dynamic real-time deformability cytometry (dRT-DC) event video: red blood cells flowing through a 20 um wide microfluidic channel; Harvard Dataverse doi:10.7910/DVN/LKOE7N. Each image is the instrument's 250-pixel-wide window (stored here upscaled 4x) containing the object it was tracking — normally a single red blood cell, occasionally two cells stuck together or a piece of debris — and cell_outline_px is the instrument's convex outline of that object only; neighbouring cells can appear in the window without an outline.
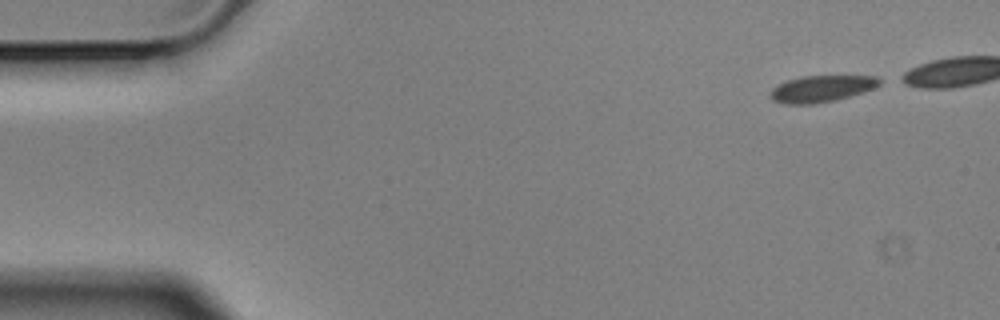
{"species": "Egyptian fruit bat (a non-hibernating species)", "species_latin": "Rousettus aegyptiacus", "temperature_condition": "cold", "stored_images_in_passage": 4, "camera_frame_rate_fps": 3000, "um_per_image_px": 0.085, "animal": {"sex": "male"}, "frame": {"image": 1, "passage_image": 1, "time_ms": 0.0, "image_size_px": [1000, 320], "cell_outline_px": [[880, 84], [872, 88], [836, 100], [812, 104], [784, 104], [772, 100], [768, 96], [768, 92], [772, 88], [788, 80], [800, 76], [876, 76], [880, 80]], "centroid_in_image_um": [69.74, 7.54], "position_along_channel_um": 15.3, "area_um2": 16.76}}